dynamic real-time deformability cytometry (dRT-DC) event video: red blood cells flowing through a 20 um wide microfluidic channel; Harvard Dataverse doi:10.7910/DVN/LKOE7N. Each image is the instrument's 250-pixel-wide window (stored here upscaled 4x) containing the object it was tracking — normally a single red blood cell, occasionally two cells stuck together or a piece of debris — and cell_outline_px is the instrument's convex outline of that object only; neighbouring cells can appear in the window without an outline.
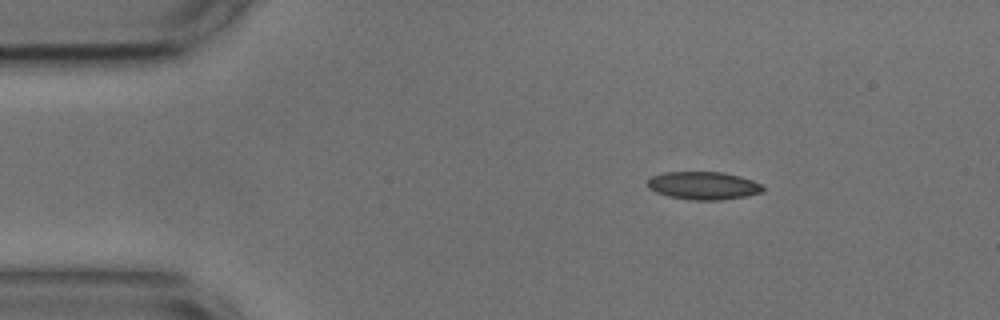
{"species": "common noctule bat (a hibernating species)", "species_latin": "Nyctalus noctula", "temperature_condition": "cold", "stored_images_in_passage": 47, "camera_frame_rate_fps": 3000, "um_per_image_px": 0.085, "animal": {"sex": "male", "body_mass_g": 17.9, "forearm_length_mm": 54.2}, "frame": {"image": 1, "passage_image": 1, "time_ms": 0.0, "image_size_px": [1000, 320], "cell_outline_px": [[764, 192], [744, 196], [720, 200], [692, 200], [668, 196], [656, 192], [648, 188], [648, 180], [652, 176], [664, 172], [724, 172], [740, 176], [752, 180], [760, 184], [764, 188]], "centroid_in_image_um": [59.79, 15.77], "position_along_channel_um": 25.2, "area_um2": 18.73}}
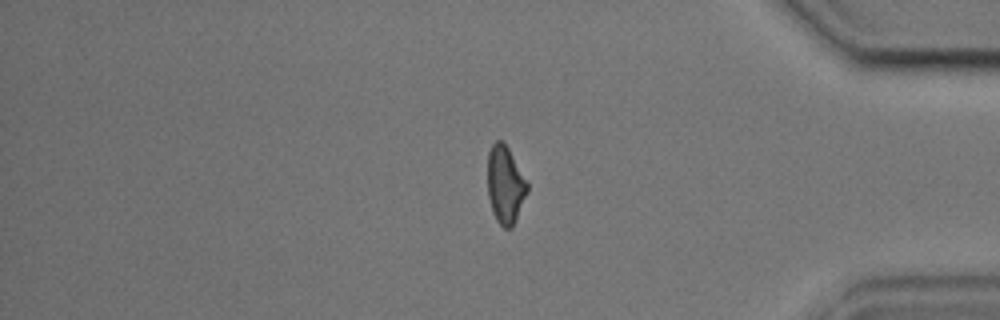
{"frame": {"image": 2, "passage_image": 38, "time_ms": 12.333, "image_size_px": [1000, 320], "cell_outline_px": [[528, 192], [516, 220], [512, 228], [504, 228], [496, 220], [492, 212], [488, 196], [488, 152], [492, 144], [496, 140], [504, 140], [528, 184]], "centroid_in_image_um": [42.94, 15.71], "position_along_channel_um": 392.3, "area_um2": 18.03}}
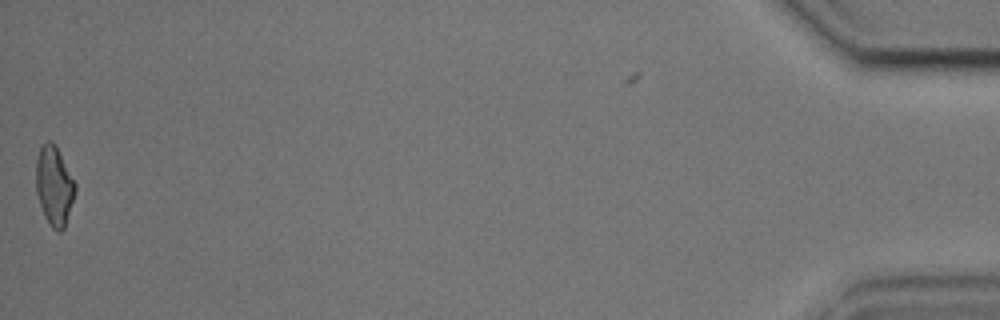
{"frame": {"image": 3, "passage_image": 47, "time_ms": 15.333, "image_size_px": [1000, 320], "cell_outline_px": [[76, 192], [64, 228], [60, 232], [56, 232], [52, 228], [44, 216], [36, 192], [36, 160], [40, 148], [48, 140], [52, 140], [56, 144], [76, 184]], "centroid_in_image_um": [4.61, 15.79], "position_along_channel_um": 430.6, "area_um2": 18.21}, "authors_computed_cell_mechanics": {"area_um2": 18.8428, "velocity_mm_per_s": 3.663, "shape_relaxation_time_tau1_ms": 5.9419, "shape_relaxation_time_tau2_ms": 2.8687, "deformation_change_tau1": 0.1332, "deformation_change_tau2": 0.0807}}